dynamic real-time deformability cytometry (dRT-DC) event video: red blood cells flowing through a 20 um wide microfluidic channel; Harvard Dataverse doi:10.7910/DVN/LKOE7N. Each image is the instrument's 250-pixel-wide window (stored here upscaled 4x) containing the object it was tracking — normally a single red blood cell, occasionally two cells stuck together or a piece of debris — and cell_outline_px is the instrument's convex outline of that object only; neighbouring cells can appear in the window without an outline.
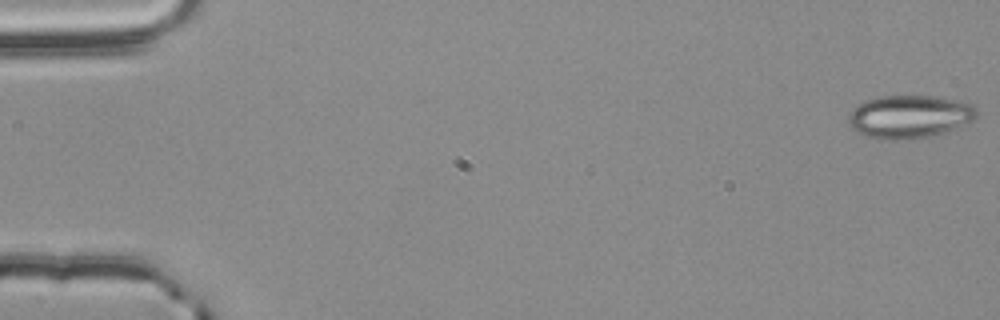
{"species": "common noctule bat (a hibernating species)", "species_latin": "Nyctalus noctula", "temperature_condition": "room temperature", "stored_images_in_passage": 16, "camera_frame_rate_fps": 3000, "um_per_image_px": 0.085, "animal": {"sex": "male", "body_mass_g": 20.4}, "frame": {"image": 1, "passage_image": 1, "time_ms": 0.0, "image_size_px": [1000, 320], "cell_outline_px": [[976, 116], [972, 120], [956, 128], [928, 136], [896, 140], [880, 140], [856, 132], [848, 124], [848, 112], [856, 104], [864, 100], [880, 96], [932, 96], [960, 100], [976, 104]], "centroid_in_image_um": [77.25, 9.9], "position_along_channel_um": 7.7, "area_um2": 32.37}}
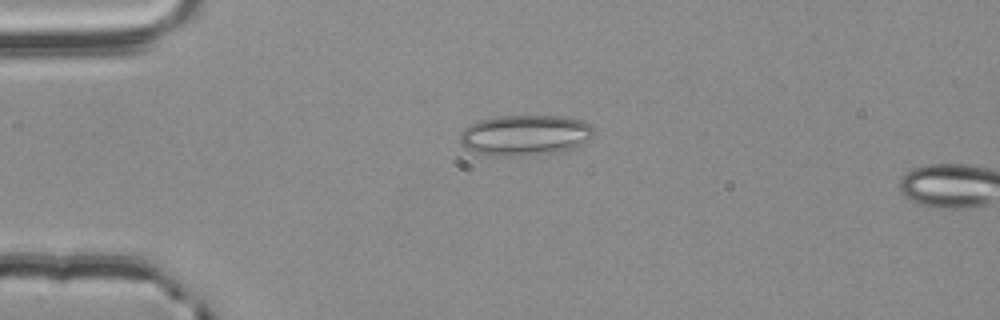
{"frame": {"image": 2, "passage_image": 14, "time_ms": 4.333, "image_size_px": [1000, 320], "cell_outline_px": [[596, 128], [592, 136], [572, 148], [556, 152], [528, 156], [496, 156], [476, 152], [460, 144], [460, 132], [464, 128], [480, 120], [496, 116], [568, 116], [592, 124]], "centroid_in_image_um": [44.64, 11.48], "position_along_channel_um": 40.4, "area_um2": 31.73}}